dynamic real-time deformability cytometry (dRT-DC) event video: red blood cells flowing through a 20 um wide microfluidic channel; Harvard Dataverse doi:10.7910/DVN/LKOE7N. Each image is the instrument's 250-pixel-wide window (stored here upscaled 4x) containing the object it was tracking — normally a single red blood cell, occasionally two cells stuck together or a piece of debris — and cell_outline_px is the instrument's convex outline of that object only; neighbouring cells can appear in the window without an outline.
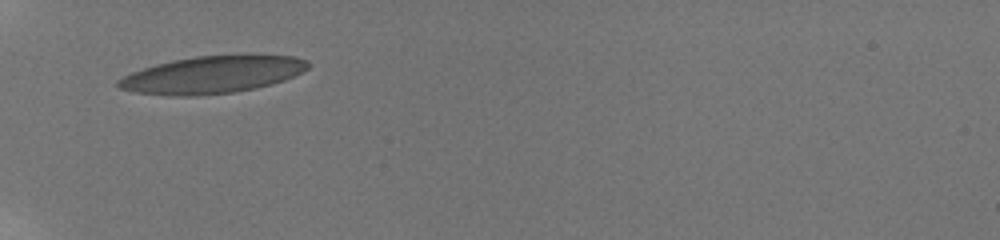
{"species": "human", "species_latin": "Homo sapiens", "temperature_condition": "room temperature", "stored_images_in_passage": 4, "camera_frame_rate_fps": 3000, "um_per_image_px": 0.085, "donor": {"sex": "male"}, "frame": {"image": 1, "passage_image": 1, "time_ms": 0.0, "image_size_px": [1000, 240], "cell_outline_px": [[308, 68], [284, 80], [272, 84], [256, 88], [232, 92], [196, 96], [168, 96], [136, 92], [120, 88], [116, 84], [116, 80], [132, 72], [156, 64], [172, 60], [196, 56], [244, 52], [248, 52], [296, 56], [308, 60]], "centroid_in_image_um": [18.1, 6.3], "position_along_channel_um": 66.9, "area_um2": 42.19}}